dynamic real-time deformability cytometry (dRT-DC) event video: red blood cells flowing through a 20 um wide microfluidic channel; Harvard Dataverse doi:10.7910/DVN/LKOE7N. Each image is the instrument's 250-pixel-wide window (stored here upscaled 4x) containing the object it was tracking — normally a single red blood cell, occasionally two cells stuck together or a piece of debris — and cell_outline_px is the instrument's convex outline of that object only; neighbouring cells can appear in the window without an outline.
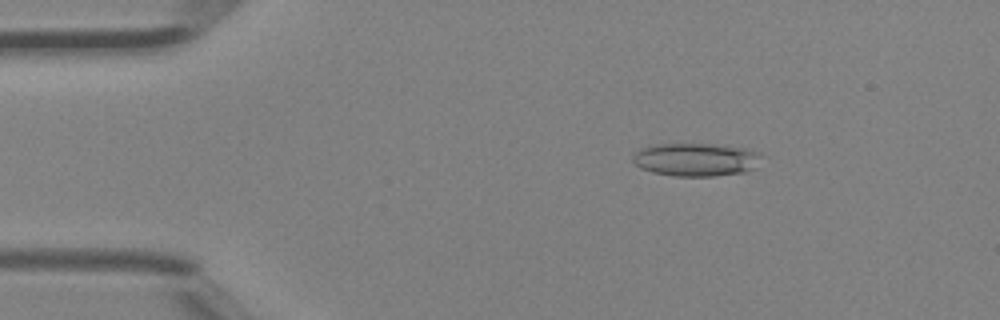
{"species": "Egyptian fruit bat (a non-hibernating species)", "species_latin": "Rousettus aegyptiacus", "temperature_condition": "room temperature", "stored_images_in_passage": 39, "camera_frame_rate_fps": 3000, "um_per_image_px": 0.085, "animal": {"sex": "female"}, "frame": {"image": 1, "passage_image": 1, "time_ms": 0.0, "image_size_px": [1000, 320], "cell_outline_px": [[764, 156], [752, 168], [744, 172], [716, 176], [672, 176], [652, 172], [640, 168], [632, 160], [632, 156], [640, 148], [648, 144], [716, 144], [744, 148], [760, 152]], "centroid_in_image_um": [59.13, 13.55], "position_along_channel_um": 25.9, "area_um2": 25.09}}
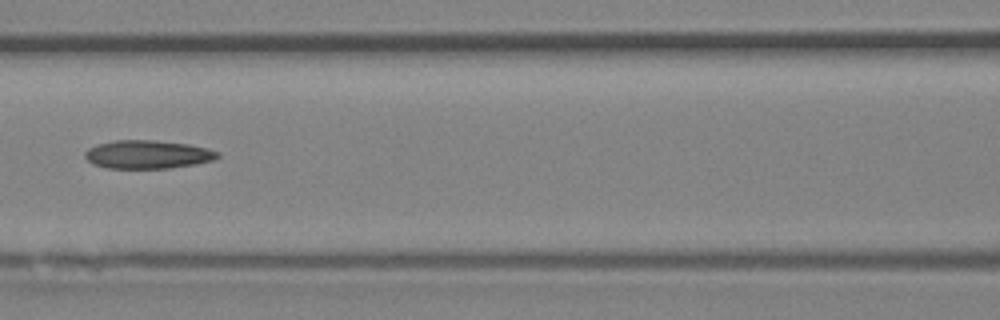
{"frame": {"image": 2, "passage_image": 14, "time_ms": 4.333, "image_size_px": [1000, 320], "cell_outline_px": [[220, 156], [212, 160], [196, 164], [168, 168], [104, 168], [92, 164], [84, 156], [84, 152], [88, 148], [96, 144], [116, 140], [152, 140], [188, 144], [208, 148], [220, 152]], "centroid_in_image_um": [12.53, 13.13], "position_along_channel_um": 154.1, "area_um2": 22.02}}
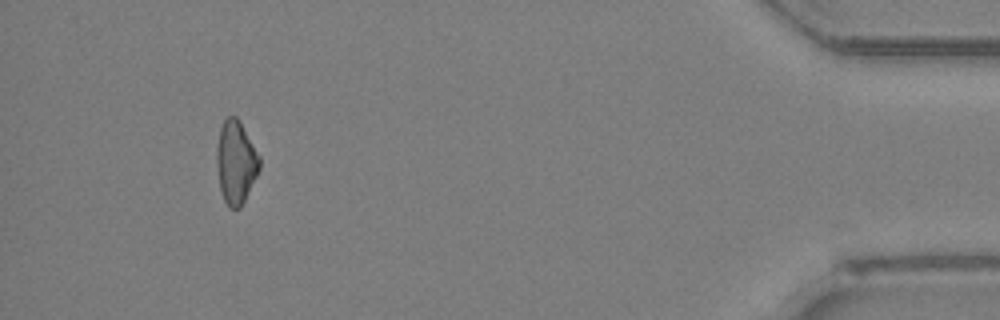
{"frame": {"image": 3, "passage_image": 36, "time_ms": 11.667, "image_size_px": [1000, 320], "cell_outline_px": [[260, 168], [240, 208], [228, 208], [224, 200], [220, 188], [216, 168], [216, 148], [220, 128], [224, 120], [228, 116], [236, 116], [260, 156]], "centroid_in_image_um": [20.02, 13.79], "position_along_channel_um": 415.2, "area_um2": 20.58}}